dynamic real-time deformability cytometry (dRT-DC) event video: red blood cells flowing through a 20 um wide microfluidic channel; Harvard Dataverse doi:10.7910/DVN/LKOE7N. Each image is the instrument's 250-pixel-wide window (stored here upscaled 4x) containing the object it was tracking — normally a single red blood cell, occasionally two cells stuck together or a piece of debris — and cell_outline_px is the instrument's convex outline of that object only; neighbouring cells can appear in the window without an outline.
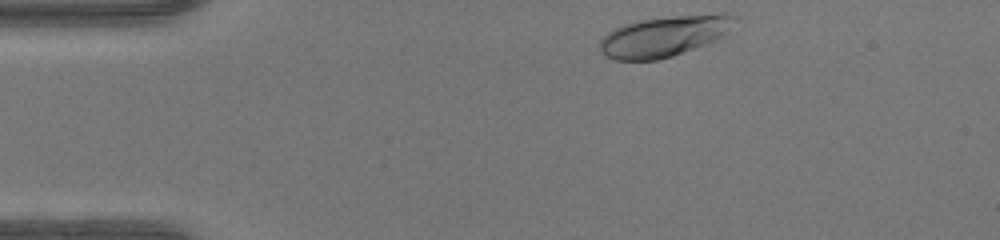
{"species": "human", "species_latin": "Homo sapiens", "temperature_condition": "warm", "stored_images_in_passage": 33, "camera_frame_rate_fps": 3000, "um_per_image_px": 0.085, "donor": {"sex": "female"}, "frame": {"image": 1, "passage_image": 1, "time_ms": 0.0, "image_size_px": [1000, 240], "cell_outline_px": [[736, 16], [724, 36], [716, 40], [672, 56], [656, 60], [616, 60], [600, 52], [600, 40], [608, 32], [624, 24], [640, 20], [672, 16], [720, 12], [728, 12]], "centroid_in_image_um": [56.48, 3.06], "position_along_channel_um": 28.5, "area_um2": 31.85}}
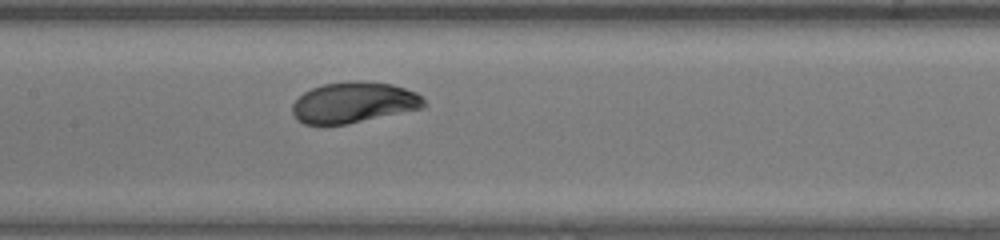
{"frame": {"image": 2, "passage_image": 16, "time_ms": 5.0, "image_size_px": [1000, 240], "cell_outline_px": [[428, 104], [424, 108], [348, 124], [320, 128], [304, 124], [296, 120], [292, 112], [292, 104], [304, 92], [312, 88], [324, 84], [348, 80], [360, 80], [392, 84], [416, 92]], "centroid_in_image_um": [30.03, 8.75], "position_along_channel_um": 177.4, "area_um2": 32.19}}
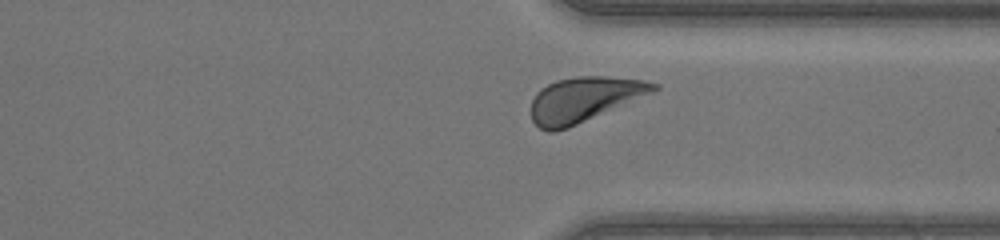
{"frame": {"image": 3, "passage_image": 29, "time_ms": 9.333, "image_size_px": [1000, 240], "cell_outline_px": [[660, 88], [656, 92], [568, 128], [556, 132], [548, 132], [540, 128], [532, 120], [532, 100], [536, 92], [540, 88], [556, 80], [576, 76], [608, 76], [644, 80], [660, 84]], "centroid_in_image_um": [49.69, 8.44], "position_along_channel_um": 361.7, "area_um2": 32.43}, "authors_computed_cell_mechanics": {"area_um2": 31.3854, "velocity_mm_per_s": 4.2365, "shape_relaxation_time_tau1_ms": 2.3493, "shape_relaxation_time_tau2_ms": null, "deformation_change_tau1": 0.1617, "deformation_change_tau2": null}}